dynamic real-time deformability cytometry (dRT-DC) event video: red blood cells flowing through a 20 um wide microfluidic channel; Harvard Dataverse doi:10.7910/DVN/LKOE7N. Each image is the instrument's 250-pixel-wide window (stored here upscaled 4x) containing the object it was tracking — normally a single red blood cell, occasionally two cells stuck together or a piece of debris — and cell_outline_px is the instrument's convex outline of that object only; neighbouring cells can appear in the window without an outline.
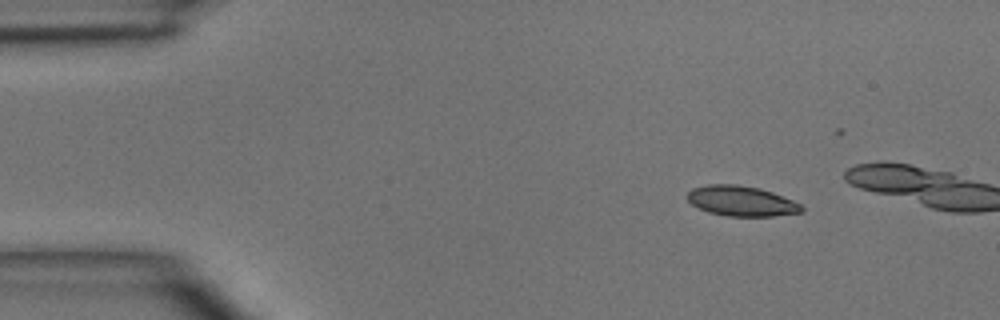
{"species": "common noctule bat (a hibernating species)", "species_latin": "Nyctalus noctula", "temperature_condition": "room temperature", "stored_images_in_passage": 3, "camera_frame_rate_fps": 3000, "um_per_image_px": 0.085, "animal": {"sex": "male", "body_mass_g": 15.6}, "frame": {"image": 1, "passage_image": 1, "time_ms": 0.0, "image_size_px": [1000, 320], "cell_outline_px": [[804, 212], [772, 216], [728, 216], [708, 212], [692, 204], [688, 200], [688, 192], [692, 188], [708, 184], [736, 184], [760, 188], [772, 192], [792, 200], [800, 204], [804, 208]], "centroid_in_image_um": [63.03, 17.08], "position_along_channel_um": 22.0, "area_um2": 20.06}}